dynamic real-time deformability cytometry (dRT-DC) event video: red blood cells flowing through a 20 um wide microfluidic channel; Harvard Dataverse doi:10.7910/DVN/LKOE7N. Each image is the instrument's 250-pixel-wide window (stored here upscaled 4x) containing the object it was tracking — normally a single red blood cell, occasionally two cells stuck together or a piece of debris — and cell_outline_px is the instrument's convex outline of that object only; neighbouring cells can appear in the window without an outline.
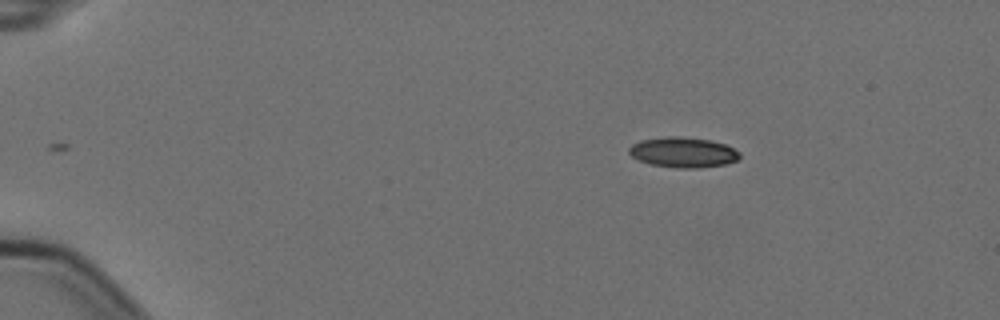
{"species": "Egyptian fruit bat (a non-hibernating species)", "species_latin": "Rousettus aegyptiacus", "temperature_condition": "cold", "stored_images_in_passage": 4, "camera_frame_rate_fps": 3000, "um_per_image_px": 0.085, "animal": {"sex": "female"}, "frame": {"image": 1, "passage_image": 4, "time_ms": 1.0, "image_size_px": [1000, 320], "cell_outline_px": [[740, 156], [736, 160], [724, 164], [696, 168], [676, 168], [648, 164], [632, 156], [628, 152], [628, 148], [632, 144], [640, 140], [668, 136], [680, 136], [708, 140], [724, 144], [740, 152]], "centroid_in_image_um": [58.02, 12.95], "position_along_channel_um": 27.0, "area_um2": 19.42}}